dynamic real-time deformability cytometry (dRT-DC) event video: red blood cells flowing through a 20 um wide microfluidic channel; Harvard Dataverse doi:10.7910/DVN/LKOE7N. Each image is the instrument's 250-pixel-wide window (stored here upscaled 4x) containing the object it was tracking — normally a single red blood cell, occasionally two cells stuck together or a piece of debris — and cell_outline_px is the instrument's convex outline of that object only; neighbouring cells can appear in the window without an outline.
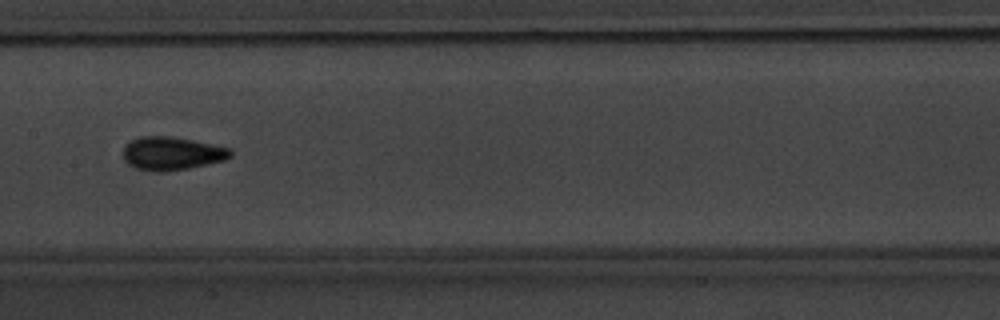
{"species": "common noctule bat (a hibernating species)", "species_latin": "Nyctalus noctula", "temperature_condition": "warm", "stored_images_in_passage": 5, "camera_frame_rate_fps": 3000, "um_per_image_px": 0.085, "animal": {"sex": "male", "body_mass_g": 20.1, "forearm_length_mm": 53.5}, "frame": {"image": 1, "passage_image": 5, "time_ms": 4.667, "image_size_px": [1000, 320], "cell_outline_px": [[232, 156], [224, 160], [208, 164], [188, 168], [164, 172], [156, 172], [136, 168], [128, 164], [124, 160], [124, 148], [132, 140], [144, 136], [172, 136], [192, 140], [228, 148], [232, 152]], "centroid_in_image_um": [14.6, 13.05], "position_along_channel_um": 192.8, "area_um2": 20.58}}